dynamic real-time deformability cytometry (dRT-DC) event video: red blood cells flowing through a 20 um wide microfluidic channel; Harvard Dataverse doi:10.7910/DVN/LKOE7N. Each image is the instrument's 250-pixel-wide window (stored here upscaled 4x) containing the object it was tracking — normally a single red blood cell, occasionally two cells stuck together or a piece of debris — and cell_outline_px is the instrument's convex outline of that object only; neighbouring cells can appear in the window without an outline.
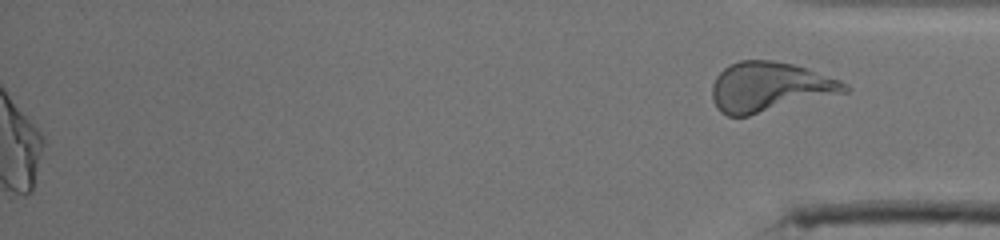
{"species": "human", "species_latin": "Homo sapiens", "temperature_condition": "cold", "stored_images_in_passage": 51, "segment_of_instrument_passage": [2, 2], "camera_frame_rate_fps": 3000, "um_per_image_px": 0.085, "donor": {"sex": "male"}, "frame": {"image": 1, "passage_image": 51, "time_ms": 16.667, "image_size_px": [1000, 240], "cell_outline_px": [[852, 88], [848, 92], [748, 116], [728, 116], [720, 112], [716, 108], [712, 100], [712, 84], [716, 76], [724, 68], [740, 60], [772, 60], [796, 64], [840, 80]], "centroid_in_image_um": [65.42, 7.39], "position_along_channel_um": 369.8, "area_um2": 38.61}}